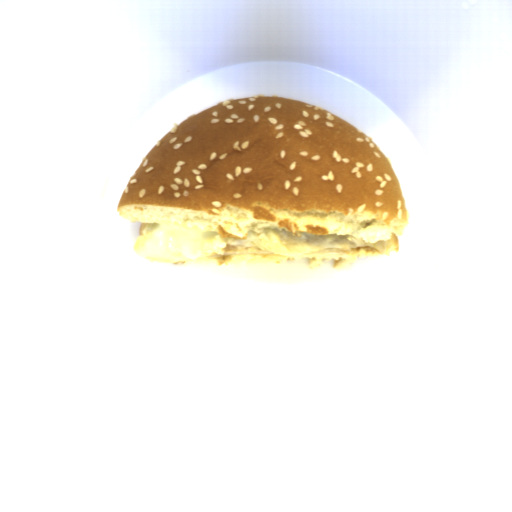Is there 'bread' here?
<instances>
[{"instance_id": "obj_1", "label": "bread", "mask_w": 512, "mask_h": 512, "mask_svg": "<svg viewBox=\"0 0 512 512\" xmlns=\"http://www.w3.org/2000/svg\"><path fill=\"white\" fill-rule=\"evenodd\" d=\"M133 252L170 264L333 268L400 251L407 207L377 143L330 110L250 95L186 117L145 156L115 208Z\"/></svg>"}]
</instances>
